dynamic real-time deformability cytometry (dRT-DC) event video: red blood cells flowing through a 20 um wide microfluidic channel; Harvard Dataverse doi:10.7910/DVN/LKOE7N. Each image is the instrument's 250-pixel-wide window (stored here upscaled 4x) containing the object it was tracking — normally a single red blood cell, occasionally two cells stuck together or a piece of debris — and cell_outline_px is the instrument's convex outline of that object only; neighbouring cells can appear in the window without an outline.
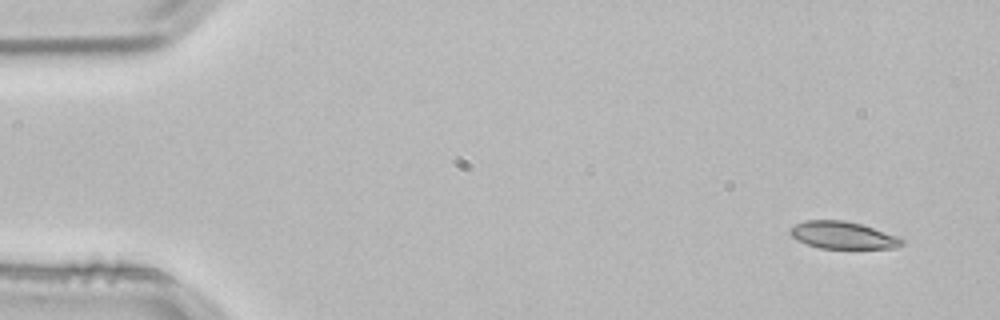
{"species": "common noctule bat (a hibernating species)", "species_latin": "Nyctalus noctula", "temperature_condition": "room temperature", "stored_images_in_passage": 3, "camera_frame_rate_fps": 3000, "um_per_image_px": 0.085, "animal": {"sex": "male", "body_mass_g": 21.5, "forearm_length_mm": 52.0}, "frame": {"image": 1, "passage_image": 1, "time_ms": 0.0, "image_size_px": [1000, 320], "cell_outline_px": [[904, 244], [892, 248], [820, 248], [808, 244], [792, 236], [788, 232], [796, 224], [804, 220], [844, 220], [860, 224], [896, 236], [904, 240]], "centroid_in_image_um": [71.63, 19.99], "position_along_channel_um": 13.4, "area_um2": 17.34}}
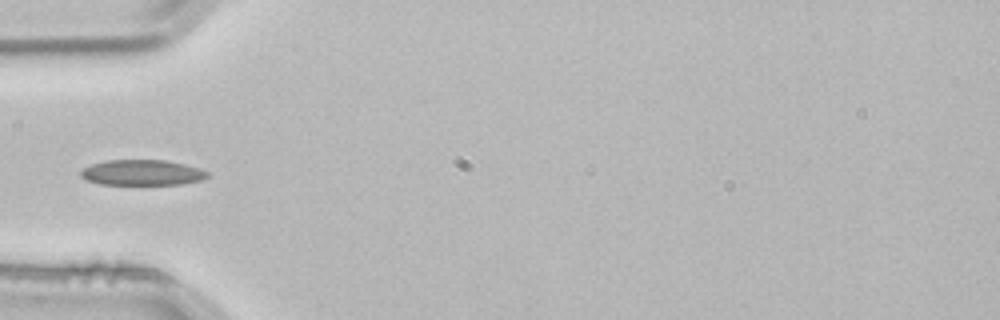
{"frame": {"image": 2, "passage_image": 3, "time_ms": 0.667, "image_size_px": [1000, 320], "cell_outline_px": [[208, 176], [200, 180], [180, 184], [100, 184], [88, 180], [80, 176], [80, 172], [84, 168], [92, 164], [108, 160], [164, 160], [184, 164], [200, 168], [208, 172]], "centroid_in_image_um": [12.08, 14.66], "position_along_channel_um": 72.9, "area_um2": 18.61}}